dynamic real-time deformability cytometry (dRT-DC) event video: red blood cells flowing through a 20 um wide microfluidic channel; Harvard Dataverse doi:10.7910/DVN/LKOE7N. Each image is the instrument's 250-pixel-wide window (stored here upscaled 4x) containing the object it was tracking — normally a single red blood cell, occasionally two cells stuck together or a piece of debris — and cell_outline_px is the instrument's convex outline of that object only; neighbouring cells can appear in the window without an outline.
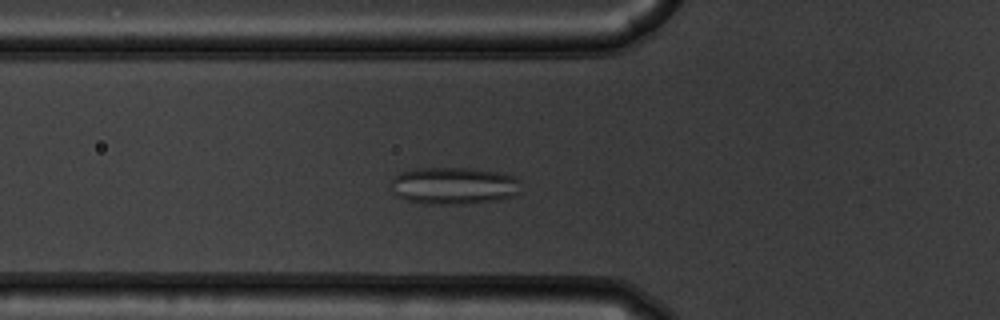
{"species": "common noctule bat (a hibernating species)", "species_latin": "Nyctalus noctula", "temperature_condition": "warm", "stored_images_in_passage": 49, "camera_frame_rate_fps": 3000, "um_per_image_px": 0.085, "animal": {"sex": "male", "body_mass_g": 19.5, "forearm_length_mm": 54.6}, "frame": {"image": 1, "passage_image": 14, "time_ms": 4.333, "image_size_px": [1000, 320], "cell_outline_px": [[520, 192], [512, 196], [496, 200], [464, 204], [424, 204], [408, 200], [396, 196], [392, 192], [392, 176], [400, 172], [416, 168], [468, 168], [496, 172], [516, 176], [520, 180]], "centroid_in_image_um": [38.56, 15.78], "position_along_channel_um": 87.2, "area_um2": 28.38}}
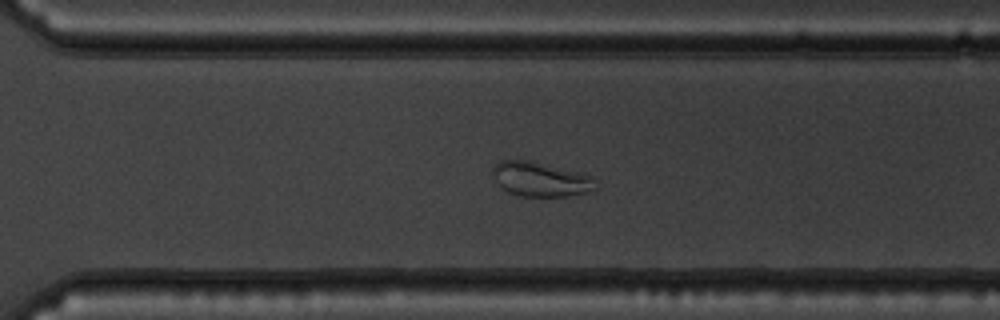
{"frame": {"image": 2, "passage_image": 33, "time_ms": 10.667, "image_size_px": [1000, 320], "cell_outline_px": [[596, 188], [592, 192], [568, 196], [516, 196], [500, 188], [492, 172], [492, 168], [500, 160], [532, 160], [592, 176]], "centroid_in_image_um": [45.92, 15.24], "position_along_channel_um": 324.7, "area_um2": 20.81}}
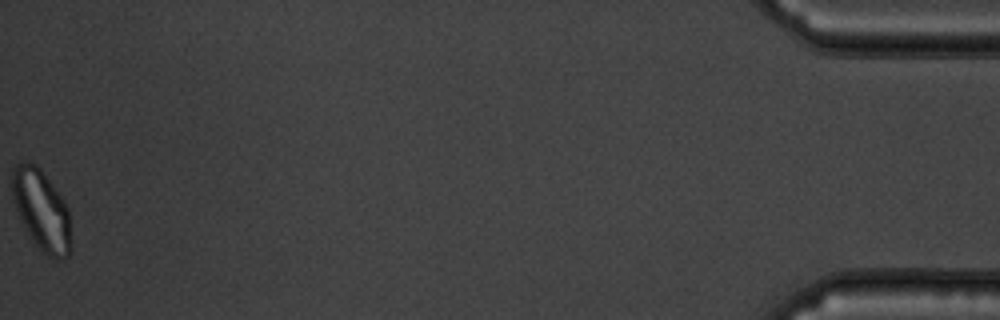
{"frame": {"image": 3, "passage_image": 49, "time_ms": 16.0, "image_size_px": [1000, 320], "cell_outline_px": [[72, 248], [68, 256], [64, 260], [56, 260], [48, 256], [32, 240], [20, 220], [12, 196], [12, 168], [20, 160], [28, 160], [36, 164], [40, 168], [60, 196], [68, 208], [72, 240]], "centroid_in_image_um": [3.54, 17.87], "position_along_channel_um": 431.7, "area_um2": 27.98}, "authors_computed_cell_mechanics": {"area_um2": 26.0678, "velocity_mm_per_s": 3.7596, "shape_relaxation_time_tau1_ms": null, "shape_relaxation_time_tau2_ms": 1.3627, "deformation_change_tau1": null, "deformation_change_tau2": 0.0674}}